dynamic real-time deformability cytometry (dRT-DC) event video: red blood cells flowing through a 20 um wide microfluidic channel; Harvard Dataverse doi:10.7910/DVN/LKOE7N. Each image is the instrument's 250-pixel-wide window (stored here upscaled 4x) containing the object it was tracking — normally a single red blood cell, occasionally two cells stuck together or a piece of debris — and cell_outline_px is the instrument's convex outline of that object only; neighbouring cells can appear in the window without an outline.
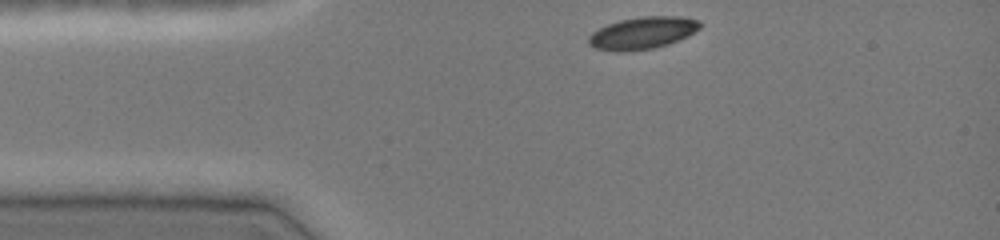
{"species": "common noctule bat (a hibernating species)", "species_latin": "Nyctalus noctula", "temperature_condition": "cold", "stored_images_in_passage": 33, "camera_frame_rate_fps": 3000, "um_per_image_px": 0.085, "animal": {"sex": "female", "body_mass_g": 19.0, "forearm_length_mm": 51.5}, "frame": {"image": 1, "passage_image": 1, "time_ms": 0.0, "image_size_px": [1000, 240], "cell_outline_px": [[700, 28], [688, 36], [680, 40], [668, 44], [652, 48], [624, 52], [616, 52], [596, 48], [588, 44], [588, 36], [592, 32], [608, 24], [620, 20], [640, 16], [680, 16], [700, 20]], "centroid_in_image_um": [54.62, 2.8], "position_along_channel_um": 30.4, "area_um2": 20.98}}
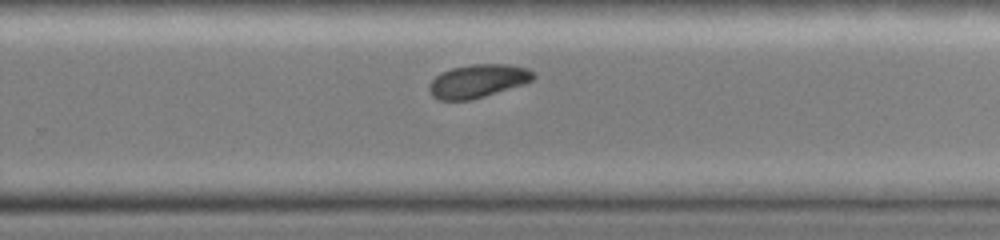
{"frame": {"image": 2, "passage_image": 23, "time_ms": 7.333, "image_size_px": [1000, 240], "cell_outline_px": [[536, 76], [532, 80], [484, 96], [468, 100], [440, 100], [432, 96], [428, 88], [428, 84], [440, 72], [452, 68], [472, 64], [508, 64], [528, 68]], "centroid_in_image_um": [40.57, 6.87], "position_along_channel_um": 289.2, "area_um2": 19.94}}
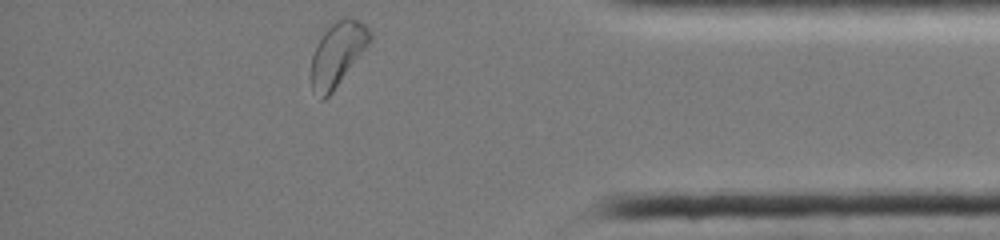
{"frame": {"image": 3, "passage_image": 33, "time_ms": 10.667, "image_size_px": [1000, 240], "cell_outline_px": [[372, 40], [332, 92], [324, 100], [320, 100], [312, 88], [312, 56], [324, 32], [336, 20], [344, 16], [348, 16], [364, 24], [372, 32]], "centroid_in_image_um": [28.71, 4.57], "position_along_channel_um": 406.5, "area_um2": 21.44}, "authors_computed_cell_mechanics": {"area_um2": 21.097, "velocity_mm_per_s": 4.0147, "shape_relaxation_time_tau1_ms": 2.105, "shape_relaxation_time_tau2_ms": null, "deformation_change_tau1": 0.087, "deformation_change_tau2": null}}